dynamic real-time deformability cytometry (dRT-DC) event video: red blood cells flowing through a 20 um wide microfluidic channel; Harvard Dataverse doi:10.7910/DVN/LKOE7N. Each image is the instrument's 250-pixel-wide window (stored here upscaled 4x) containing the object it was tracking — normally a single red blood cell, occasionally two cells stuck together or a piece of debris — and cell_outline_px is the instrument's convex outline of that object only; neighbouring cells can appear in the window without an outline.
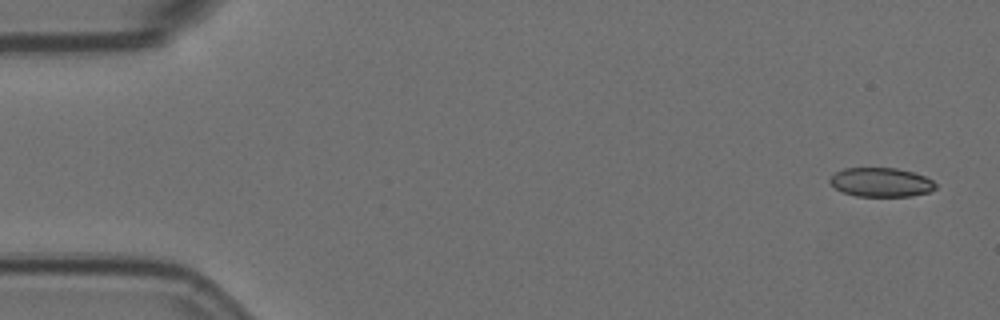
{"species": "Egyptian fruit bat (a non-hibernating species)", "species_latin": "Rousettus aegyptiacus", "temperature_condition": "room temperature", "stored_images_in_passage": 8, "camera_frame_rate_fps": 3000, "um_per_image_px": 0.085, "animal": {"sex": "female"}, "frame": {"image": 1, "passage_image": 1, "time_ms": 0.0, "image_size_px": [1000, 320], "cell_outline_px": [[936, 188], [928, 192], [912, 196], [856, 196], [844, 192], [836, 188], [828, 180], [836, 172], [844, 168], [896, 168], [912, 172], [924, 176], [932, 180], [936, 184]], "centroid_in_image_um": [74.9, 15.49], "position_along_channel_um": 10.1, "area_um2": 17.74}}